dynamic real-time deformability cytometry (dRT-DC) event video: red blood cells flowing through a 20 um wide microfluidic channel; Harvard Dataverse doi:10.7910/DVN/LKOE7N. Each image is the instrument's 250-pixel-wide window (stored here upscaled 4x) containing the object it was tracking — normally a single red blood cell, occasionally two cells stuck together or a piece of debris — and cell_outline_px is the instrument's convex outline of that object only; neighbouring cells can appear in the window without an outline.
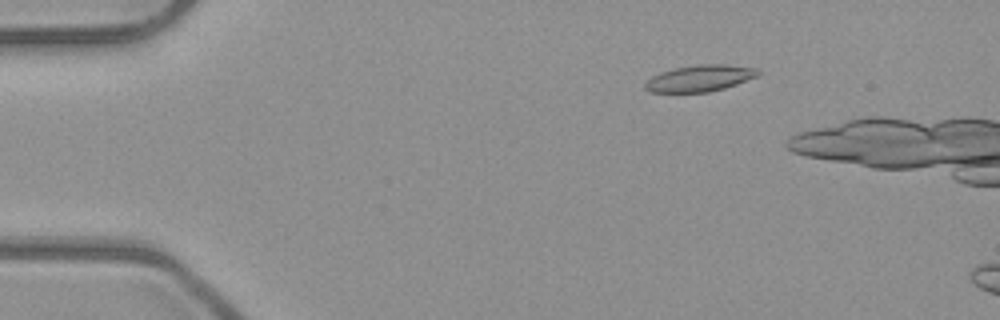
{"species": "common noctule bat (a hibernating species)", "species_latin": "Nyctalus noctula", "temperature_condition": "room temperature", "stored_images_in_passage": 12, "camera_frame_rate_fps": 3000, "um_per_image_px": 0.085, "animal": {"sex": "male", "body_mass_g": 23.1, "forearm_length_mm": 52.7}, "frame": {"image": 1, "passage_image": 9, "time_ms": 2.667, "image_size_px": [1000, 320], "cell_outline_px": [[760, 72], [756, 76], [736, 84], [724, 88], [708, 92], [652, 92], [644, 88], [644, 84], [652, 76], [660, 72], [676, 68], [700, 64], [724, 64], [756, 68]], "centroid_in_image_um": [59.46, 6.65], "position_along_channel_um": 25.5, "area_um2": 17.17}}